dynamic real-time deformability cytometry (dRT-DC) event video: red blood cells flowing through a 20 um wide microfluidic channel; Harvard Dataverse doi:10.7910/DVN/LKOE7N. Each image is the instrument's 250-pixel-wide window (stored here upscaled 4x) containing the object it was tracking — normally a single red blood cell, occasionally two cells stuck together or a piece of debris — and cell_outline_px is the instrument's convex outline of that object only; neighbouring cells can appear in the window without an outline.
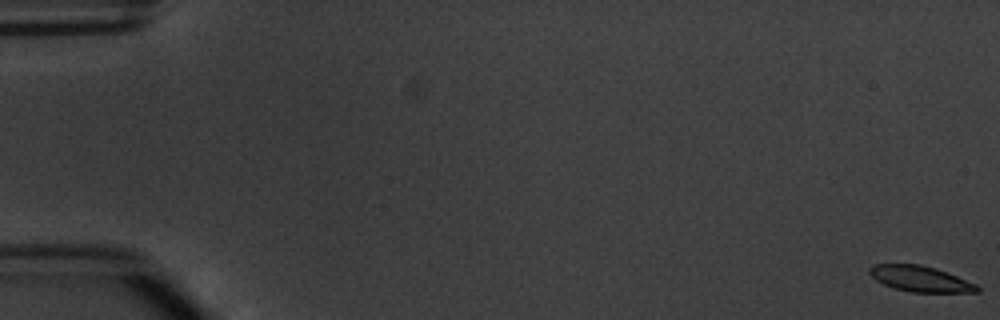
{"species": "common noctule bat (a hibernating species)", "species_latin": "Nyctalus noctula", "temperature_condition": "warm", "stored_images_in_passage": 8, "camera_frame_rate_fps": 3000, "um_per_image_px": 0.085, "animal": {"sex": "male", "body_mass_g": 20.1, "forearm_length_mm": 53.5}, "frame": {"image": 1, "passage_image": 1, "time_ms": 0.0, "image_size_px": [1000, 320], "cell_outline_px": [[980, 292], [912, 292], [896, 288], [884, 284], [876, 280], [868, 272], [868, 268], [872, 264], [920, 264], [936, 268], [976, 284], [980, 288]], "centroid_in_image_um": [78.21, 23.69], "position_along_channel_um": 6.8, "area_um2": 16.01}}